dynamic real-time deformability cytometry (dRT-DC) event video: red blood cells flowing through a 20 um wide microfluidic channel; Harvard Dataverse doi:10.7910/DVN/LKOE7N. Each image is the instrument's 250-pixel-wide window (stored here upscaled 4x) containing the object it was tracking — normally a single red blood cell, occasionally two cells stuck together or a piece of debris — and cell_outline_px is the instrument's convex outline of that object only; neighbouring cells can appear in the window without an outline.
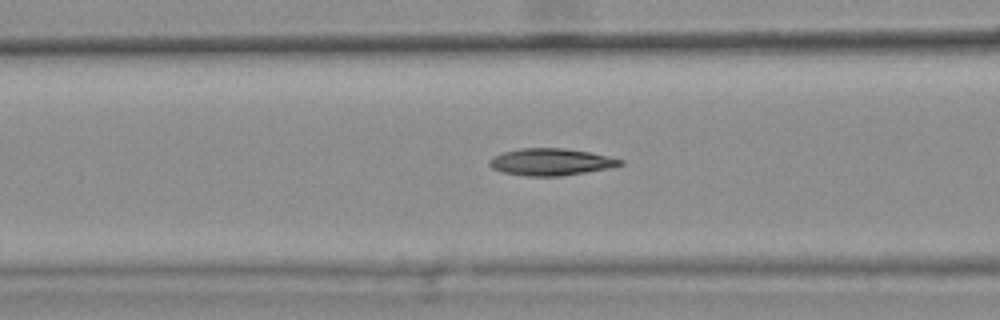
{"species": "common noctule bat (a hibernating species)", "species_latin": "Nyctalus noctula", "temperature_condition": "warm", "stored_images_in_passage": 47, "camera_frame_rate_fps": 3000, "um_per_image_px": 0.085, "animal": {"sex": "female", "body_mass_g": 25.1}, "frame": {"image": 1, "passage_image": 21, "time_ms": 6.667, "image_size_px": [1000, 320], "cell_outline_px": [[624, 164], [608, 168], [560, 176], [524, 176], [504, 172], [492, 168], [488, 164], [488, 160], [492, 156], [504, 152], [520, 148], [564, 148], [588, 152], [624, 160]], "centroid_in_image_um": [46.78, 13.76], "position_along_channel_um": 119.8, "area_um2": 20.4}, "authors_computed_cell_mechanics": {"area_um2": 20.23, "velocity_mm_per_s": 3.7725, "shape_relaxation_time_tau1_ms": 6.9534, "shape_relaxation_time_tau2_ms": 3.6822, "deformation_change_tau1": 0.1896, "deformation_change_tau2": 0.1223}}